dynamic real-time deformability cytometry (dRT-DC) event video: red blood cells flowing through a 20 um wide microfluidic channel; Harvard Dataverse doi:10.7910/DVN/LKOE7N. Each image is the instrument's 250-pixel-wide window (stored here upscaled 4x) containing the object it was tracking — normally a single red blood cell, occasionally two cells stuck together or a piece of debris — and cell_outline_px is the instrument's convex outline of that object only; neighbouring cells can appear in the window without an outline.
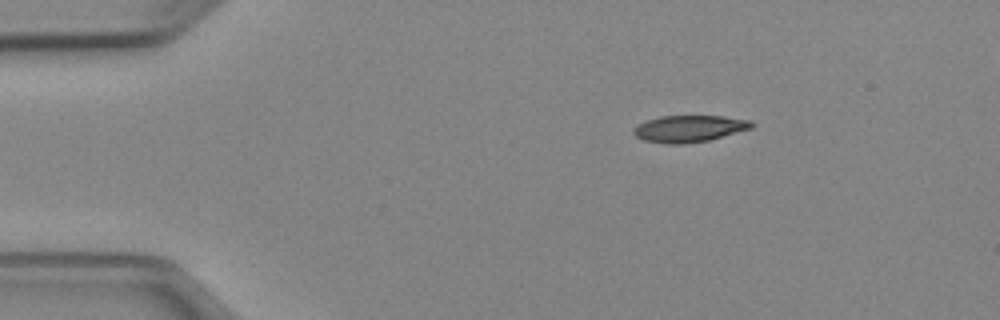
{"species": "Egyptian fruit bat (a non-hibernating species)", "species_latin": "Rousettus aegyptiacus", "temperature_condition": "cold", "stored_images_in_passage": 44, "camera_frame_rate_fps": 3000, "um_per_image_px": 0.085, "animal": {"sex": "female"}, "frame": {"image": 1, "passage_image": 1, "time_ms": 0.0, "image_size_px": [1000, 320], "cell_outline_px": [[756, 124], [752, 128], [708, 140], [684, 144], [668, 144], [644, 140], [636, 136], [632, 132], [632, 128], [636, 124], [660, 116], [724, 116], [752, 120]], "centroid_in_image_um": [58.58, 10.93], "position_along_channel_um": 26.4, "area_um2": 18.5}}
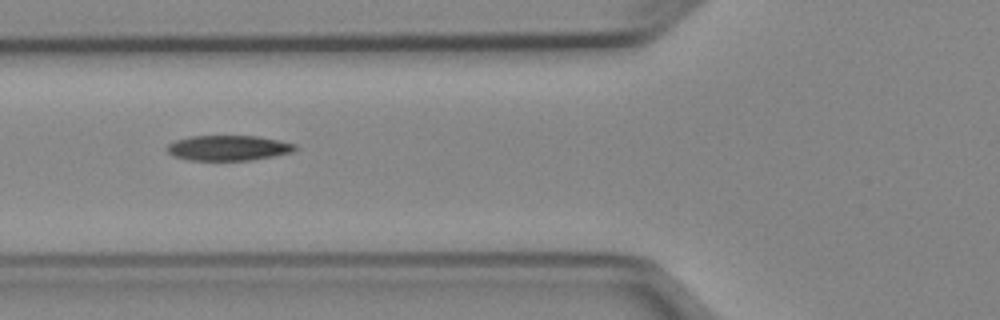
{"frame": {"image": 2, "passage_image": 12, "time_ms": 3.667, "image_size_px": [1000, 320], "cell_outline_px": [[300, 148], [292, 152], [252, 160], [188, 160], [172, 156], [164, 148], [168, 144], [176, 140], [188, 136], [256, 136], [280, 140], [296, 144]], "centroid_in_image_um": [19.4, 12.57], "position_along_channel_um": 106.4, "area_um2": 19.02}}
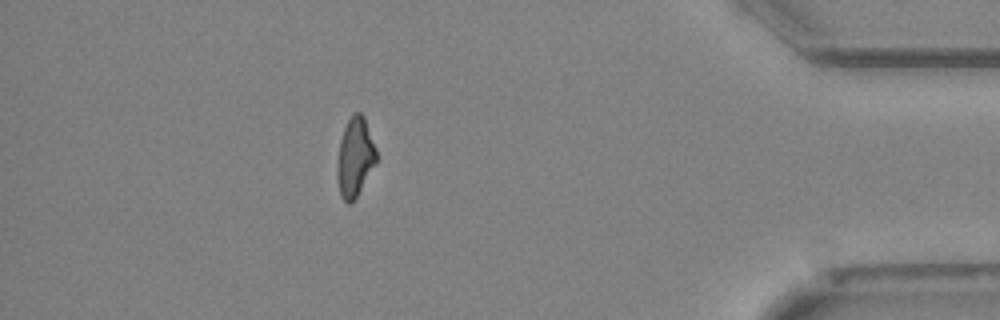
{"frame": {"image": 3, "passage_image": 38, "time_ms": 12.333, "image_size_px": [1000, 320], "cell_outline_px": [[376, 164], [356, 196], [348, 204], [340, 196], [336, 176], [336, 168], [340, 140], [344, 128], [352, 112], [360, 112], [364, 116], [376, 148]], "centroid_in_image_um": [30.16, 13.34], "position_along_channel_um": 405.0, "area_um2": 18.03}, "authors_computed_cell_mechanics": {"area_um2": 18.9295, "velocity_mm_per_s": 3.9654, "shape_relaxation_time_tau1_ms": 5.9155, "shape_relaxation_time_tau2_ms": 4.6967, "deformation_change_tau1": 0.1625, "deformation_change_tau2": 0.122}}